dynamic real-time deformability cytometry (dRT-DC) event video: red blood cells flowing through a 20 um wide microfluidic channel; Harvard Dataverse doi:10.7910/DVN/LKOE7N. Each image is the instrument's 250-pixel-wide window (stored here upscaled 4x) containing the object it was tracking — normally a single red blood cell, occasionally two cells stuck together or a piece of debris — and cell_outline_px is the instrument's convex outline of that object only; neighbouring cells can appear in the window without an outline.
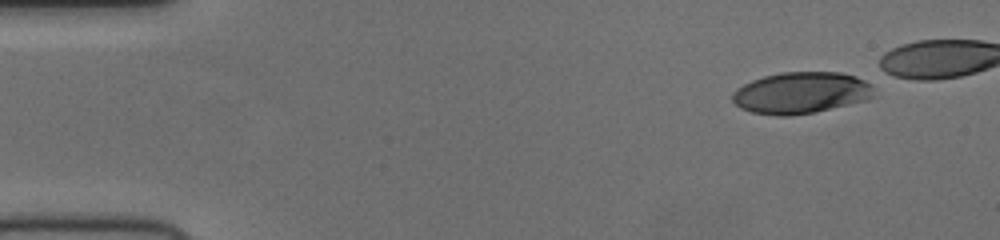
{"species": "human", "species_latin": "Homo sapiens", "temperature_condition": "cold", "stored_images_in_passage": 42, "camera_frame_rate_fps": 3000, "um_per_image_px": 0.085, "donor": {"sex": "female"}, "frame": {"image": 1, "passage_image": 1, "time_ms": 0.0, "image_size_px": [1000, 240], "cell_outline_px": [[872, 96], [868, 100], [812, 112], [788, 116], [776, 116], [752, 112], [740, 108], [732, 100], [732, 92], [736, 88], [752, 80], [764, 76], [780, 72], [840, 72], [872, 80]], "centroid_in_image_um": [68.1, 7.87], "position_along_channel_um": 16.9, "area_um2": 34.45}}
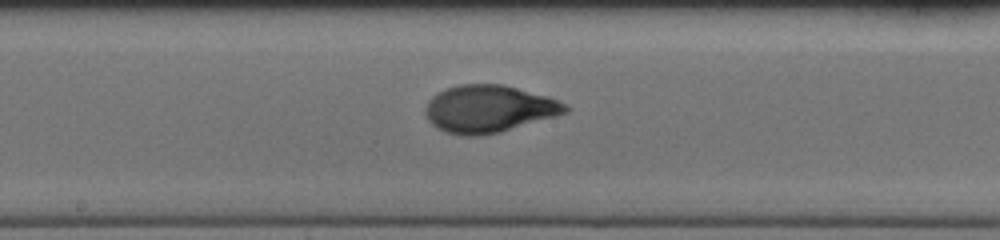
{"frame": {"image": 2, "passage_image": 24, "time_ms": 7.667, "image_size_px": [1000, 240], "cell_outline_px": [[572, 108], [568, 112], [556, 116], [500, 132], [476, 136], [460, 136], [444, 132], [436, 128], [428, 120], [424, 112], [424, 108], [428, 100], [436, 92], [444, 88], [460, 84], [504, 84], [548, 96], [568, 104]], "centroid_in_image_um": [41.54, 9.25], "position_along_channel_um": 206.7, "area_um2": 39.19}}
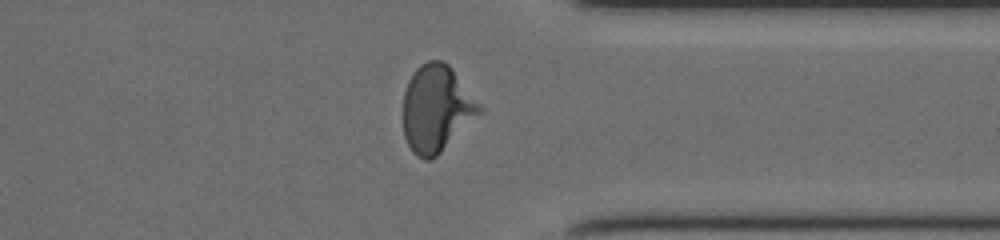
{"frame": {"image": 3, "passage_image": 37, "time_ms": 12.0, "image_size_px": [1000, 240], "cell_outline_px": [[484, 112], [432, 160], [424, 160], [416, 156], [412, 152], [404, 136], [404, 92], [408, 80], [416, 68], [420, 64], [428, 60], [440, 60], [448, 64], [452, 68], [484, 108]], "centroid_in_image_um": [37.13, 9.24], "position_along_channel_um": 374.3, "area_um2": 38.96}}